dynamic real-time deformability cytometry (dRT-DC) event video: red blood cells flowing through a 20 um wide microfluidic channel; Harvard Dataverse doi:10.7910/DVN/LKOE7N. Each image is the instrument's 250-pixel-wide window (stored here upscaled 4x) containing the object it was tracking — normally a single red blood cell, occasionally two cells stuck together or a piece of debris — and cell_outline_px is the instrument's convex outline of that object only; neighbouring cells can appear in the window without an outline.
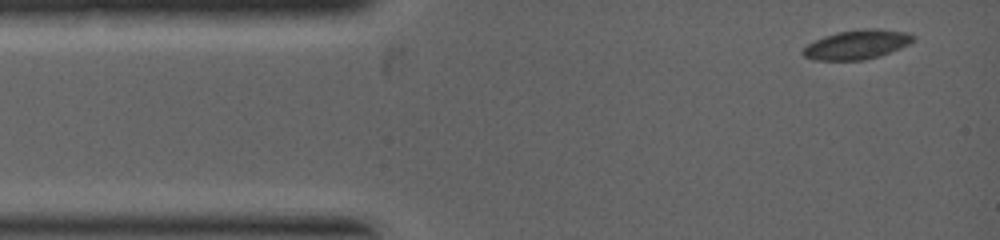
{"species": "common noctule bat (a hibernating species)", "species_latin": "Nyctalus noctula", "temperature_condition": "warm", "stored_images_in_passage": 13, "camera_frame_rate_fps": 5000, "um_per_image_px": 0.085, "animal": {"sex": "female", "body_mass_g": 19.0, "forearm_length_mm": 53.3}, "frame": {"image": 1, "passage_image": 1, "time_ms": 0.0, "image_size_px": [1000, 240], "cell_outline_px": [[916, 36], [908, 44], [900, 48], [880, 56], [864, 60], [816, 60], [804, 56], [800, 52], [808, 44], [824, 36], [840, 32], [868, 28], [876, 28], [908, 32]], "centroid_in_image_um": [72.85, 3.79], "position_along_channel_um": 12.1, "area_um2": 18.67}}
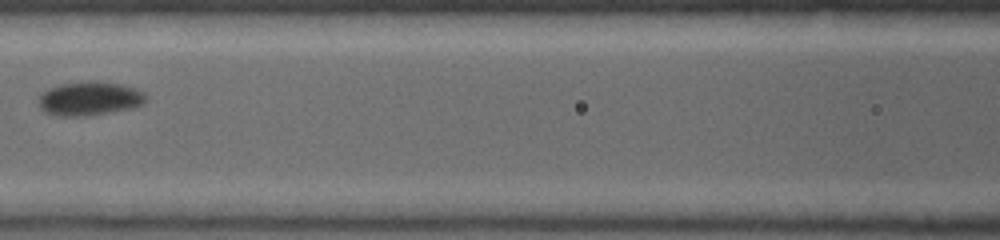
{"frame": {"image": 2, "passage_image": 8, "time_ms": 3.0, "image_size_px": [1000, 240], "cell_outline_px": [[148, 100], [144, 104], [132, 108], [84, 116], [64, 116], [44, 112], [40, 108], [40, 92], [48, 88], [60, 84], [120, 84], [144, 92]], "centroid_in_image_um": [7.61, 8.42], "position_along_channel_um": 159.0, "area_um2": 20.29}}
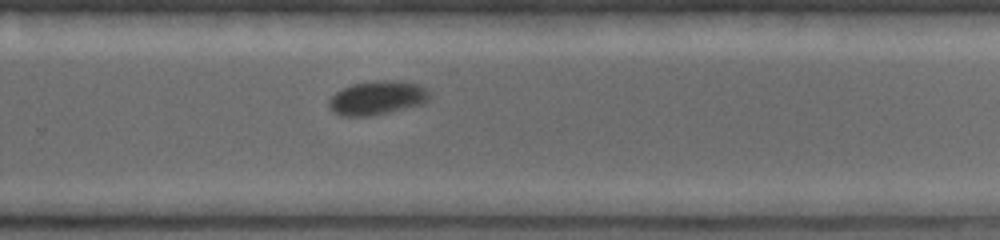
{"frame": {"image": 3, "passage_image": 13, "time_ms": 5.0, "image_size_px": [1000, 240], "cell_outline_px": [[432, 96], [428, 100], [420, 104], [388, 112], [368, 116], [344, 116], [332, 112], [328, 108], [328, 100], [336, 92], [352, 84], [376, 80], [384, 80], [420, 84]], "centroid_in_image_um": [32.02, 8.32], "position_along_channel_um": 297.8, "area_um2": 19.65}}